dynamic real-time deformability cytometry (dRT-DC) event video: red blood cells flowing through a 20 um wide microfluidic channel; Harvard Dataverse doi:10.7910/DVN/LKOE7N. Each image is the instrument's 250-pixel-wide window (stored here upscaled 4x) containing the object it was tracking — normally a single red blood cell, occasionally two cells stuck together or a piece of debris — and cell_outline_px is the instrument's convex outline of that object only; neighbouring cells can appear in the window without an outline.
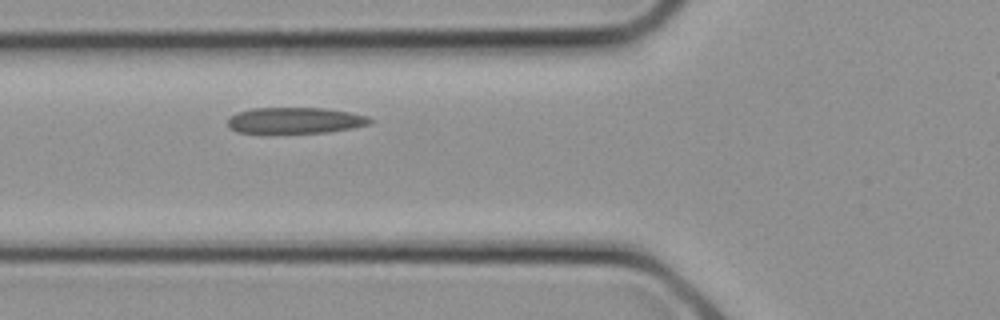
{"species": "common noctule bat (a hibernating species)", "species_latin": "Nyctalus noctula", "temperature_condition": "cold", "stored_images_in_passage": 21, "camera_frame_rate_fps": 3000, "um_per_image_px": 0.085, "animal": {"sex": "female", "body_mass_g": 21.9}, "frame": {"image": 1, "passage_image": 6, "time_ms": 1.667, "image_size_px": [1000, 320], "cell_outline_px": [[376, 120], [372, 124], [352, 128], [328, 132], [236, 132], [228, 128], [228, 120], [236, 112], [252, 108], [324, 108], [348, 112], [368, 116]], "centroid_in_image_um": [25.13, 10.23], "position_along_channel_um": 100.7, "area_um2": 21.56}}
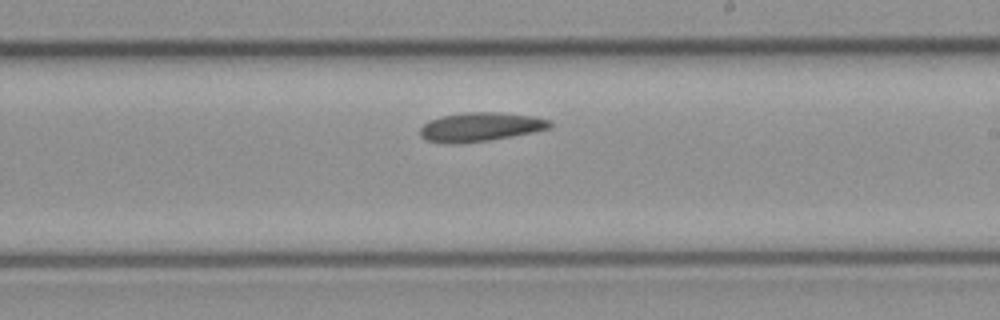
{"frame": {"image": 2, "passage_image": 12, "time_ms": 3.667, "image_size_px": [1000, 320], "cell_outline_px": [[552, 128], [532, 132], [488, 140], [460, 144], [448, 144], [424, 140], [420, 136], [420, 128], [428, 120], [440, 116], [468, 112], [496, 112], [532, 116], [552, 120]], "centroid_in_image_um": [40.79, 10.79], "position_along_channel_um": 248.2, "area_um2": 22.02}}
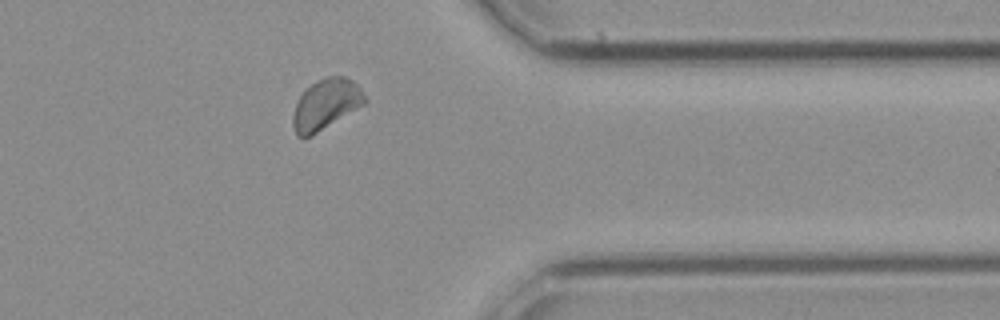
{"frame": {"image": 3, "passage_image": 18, "time_ms": 5.667, "image_size_px": [1000, 320], "cell_outline_px": [[368, 100], [364, 104], [312, 136], [296, 136], [292, 124], [292, 116], [296, 104], [304, 88], [316, 80], [324, 76], [344, 76], [352, 80], [360, 88]], "centroid_in_image_um": [27.68, 8.85], "position_along_channel_um": 383.7, "area_um2": 21.21}}